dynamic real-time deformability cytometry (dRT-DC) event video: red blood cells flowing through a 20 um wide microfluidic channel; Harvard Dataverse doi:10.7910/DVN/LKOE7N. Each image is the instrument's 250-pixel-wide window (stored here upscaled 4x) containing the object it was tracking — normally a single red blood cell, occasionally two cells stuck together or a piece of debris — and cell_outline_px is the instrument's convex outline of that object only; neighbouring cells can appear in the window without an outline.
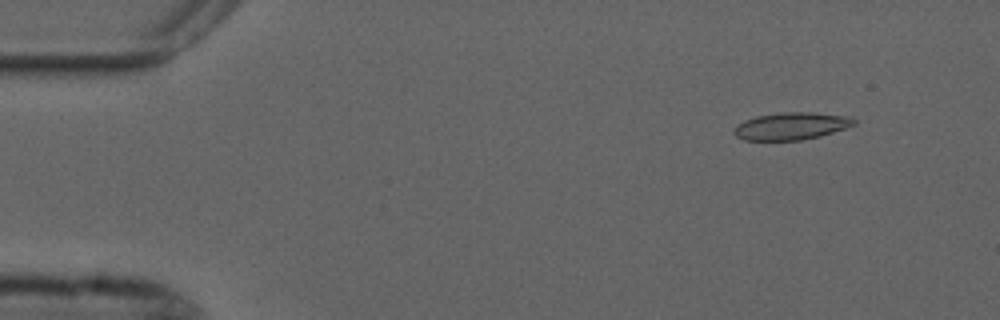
{"species": "common noctule bat (a hibernating species)", "species_latin": "Nyctalus noctula", "temperature_condition": "cold", "stored_images_in_passage": 55, "camera_frame_rate_fps": 3000, "um_per_image_px": 0.085, "animal": {"sex": "male", "forearm_length_mm": 52.5}, "frame": {"image": 1, "passage_image": 6, "time_ms": 1.667, "image_size_px": [1000, 320], "cell_outline_px": [[856, 124], [820, 136], [800, 140], [744, 140], [736, 136], [732, 132], [736, 124], [744, 120], [756, 116], [784, 112], [812, 112], [852, 116], [856, 120]], "centroid_in_image_um": [67.25, 10.71], "position_along_channel_um": 17.8, "area_um2": 19.19}}
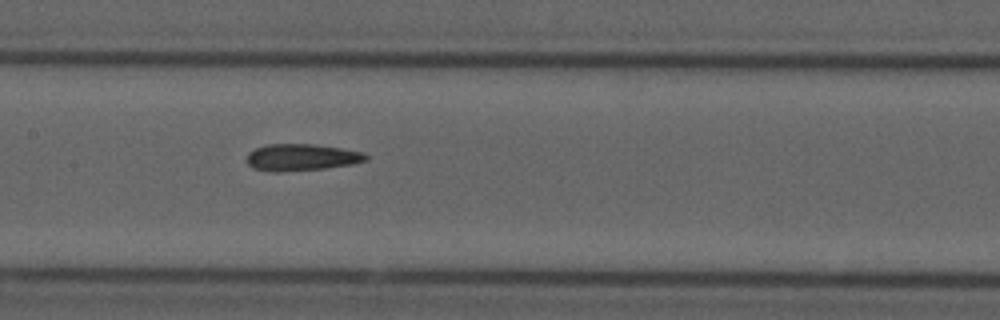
{"frame": {"image": 2, "passage_image": 27, "time_ms": 8.667, "image_size_px": [1000, 320], "cell_outline_px": [[368, 160], [352, 164], [324, 168], [276, 172], [272, 172], [252, 168], [248, 164], [248, 152], [256, 148], [268, 144], [312, 144], [340, 148], [364, 152], [368, 156]], "centroid_in_image_um": [25.63, 13.37], "position_along_channel_um": 181.8, "area_um2": 18.5}}
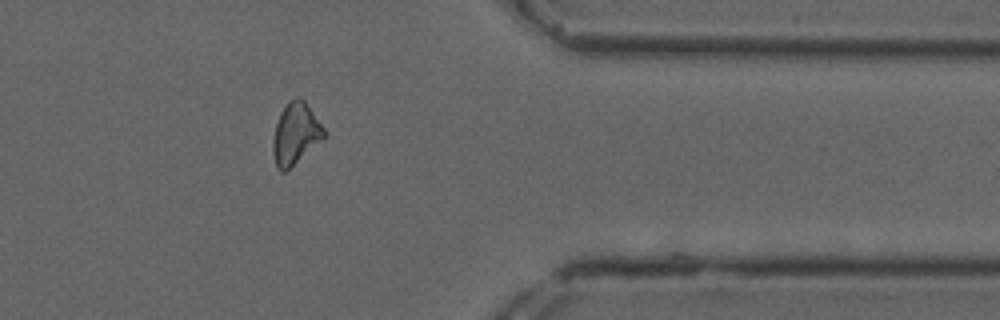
{"frame": {"image": 3, "passage_image": 45, "time_ms": 14.667, "image_size_px": [1000, 320], "cell_outline_px": [[328, 132], [324, 136], [284, 172], [280, 172], [276, 168], [272, 152], [272, 144], [276, 124], [280, 112], [288, 100], [300, 96], [304, 100]], "centroid_in_image_um": [25.09, 11.32], "position_along_channel_um": 386.3, "area_um2": 18.03}, "authors_computed_cell_mechanics": {"area_um2": 18.6116, "velocity_mm_per_s": 3.6895, "shape_relaxation_time_tau1_ms": null, "shape_relaxation_time_tau2_ms": 7.9885, "deformation_change_tau1": null, "deformation_change_tau2": 0.1843}}